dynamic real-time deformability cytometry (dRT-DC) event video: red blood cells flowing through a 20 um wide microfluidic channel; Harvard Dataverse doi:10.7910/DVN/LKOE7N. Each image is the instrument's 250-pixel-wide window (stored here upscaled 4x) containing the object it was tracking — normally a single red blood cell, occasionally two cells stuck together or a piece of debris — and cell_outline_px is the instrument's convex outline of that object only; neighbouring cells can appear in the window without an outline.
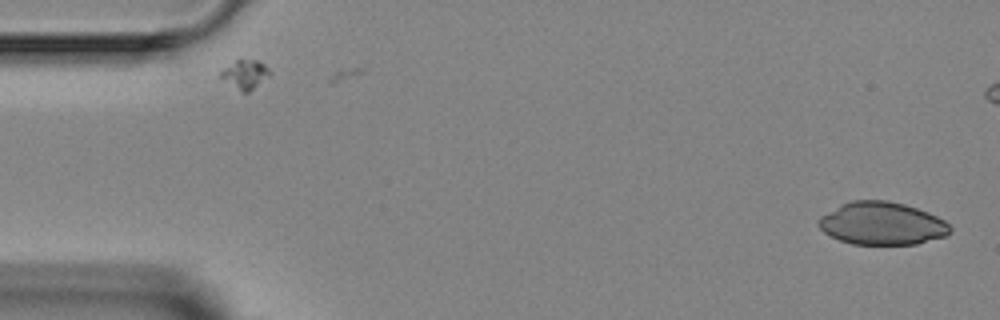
{"species": "Egyptian fruit bat (a non-hibernating species)", "species_latin": "Rousettus aegyptiacus", "temperature_condition": "room temperature", "stored_images_in_passage": 5, "camera_frame_rate_fps": 3000, "um_per_image_px": 0.085, "animal": {"sex": "female"}, "frame": {"image": 1, "passage_image": 1, "time_ms": 0.0, "image_size_px": [1000, 320], "cell_outline_px": [[952, 232], [944, 236], [916, 244], [852, 244], [840, 240], [824, 232], [816, 224], [816, 220], [820, 216], [840, 204], [852, 200], [888, 200], [904, 204], [928, 212], [944, 220], [952, 228]], "centroid_in_image_um": [74.94, 18.99], "position_along_channel_um": 10.1, "area_um2": 32.83}}